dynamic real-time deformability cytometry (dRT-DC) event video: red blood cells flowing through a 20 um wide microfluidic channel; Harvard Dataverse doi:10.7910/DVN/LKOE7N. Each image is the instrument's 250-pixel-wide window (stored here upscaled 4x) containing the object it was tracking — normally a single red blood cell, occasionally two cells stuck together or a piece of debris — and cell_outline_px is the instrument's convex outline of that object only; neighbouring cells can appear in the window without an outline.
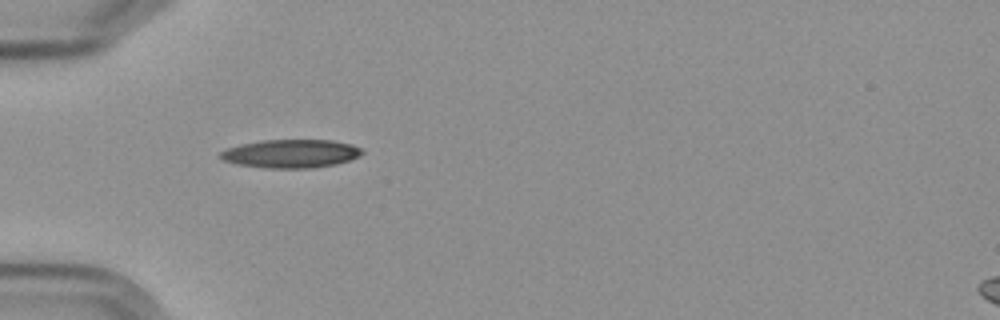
{"species": "Egyptian fruit bat (a non-hibernating species)", "species_latin": "Rousettus aegyptiacus", "temperature_condition": "cold", "stored_images_in_passage": 7, "camera_frame_rate_fps": 3000, "um_per_image_px": 0.085, "frame": {"image": 1, "passage_image": 6, "time_ms": 6.0, "image_size_px": [1000, 320], "cell_outline_px": [[364, 152], [360, 156], [336, 164], [312, 168], [264, 168], [236, 164], [224, 160], [216, 156], [224, 148], [240, 144], [260, 140], [332, 140], [352, 144], [360, 148]], "centroid_in_image_um": [24.68, 13.05], "position_along_channel_um": 60.3, "area_um2": 23.7}}